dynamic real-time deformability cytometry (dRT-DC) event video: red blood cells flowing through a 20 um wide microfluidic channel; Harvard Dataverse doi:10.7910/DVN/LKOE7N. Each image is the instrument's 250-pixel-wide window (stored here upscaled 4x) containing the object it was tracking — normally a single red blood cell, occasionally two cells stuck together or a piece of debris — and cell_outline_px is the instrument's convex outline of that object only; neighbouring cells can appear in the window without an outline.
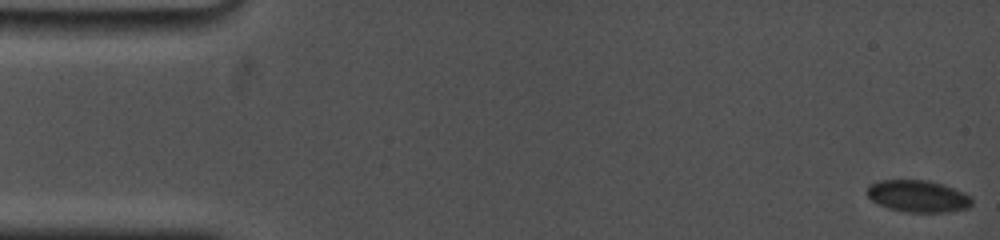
{"species": "common noctule bat (a hibernating species)", "species_latin": "Nyctalus noctula", "temperature_condition": "cold", "stored_images_in_passage": 24, "camera_frame_rate_fps": 5000, "um_per_image_px": 0.085, "animal": {"sex": "female", "body_mass_g": 19.0, "forearm_length_mm": 53.3}, "frame": {"image": 1, "passage_image": 1, "time_ms": 0.0, "image_size_px": [1000, 240], "cell_outline_px": [[972, 204], [968, 208], [948, 212], [904, 212], [888, 208], [872, 200], [868, 196], [868, 184], [880, 180], [928, 180], [944, 184], [964, 192], [972, 196]], "centroid_in_image_um": [78.06, 16.67], "position_along_channel_um": 6.9, "area_um2": 19.65}}
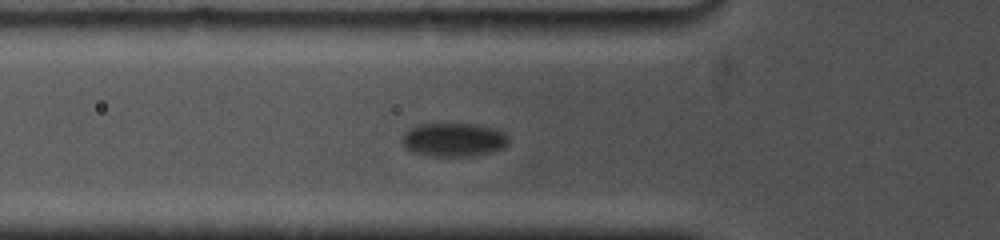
{"frame": {"image": 2, "passage_image": 14, "time_ms": 6.2, "image_size_px": [1000, 240], "cell_outline_px": [[508, 144], [504, 148], [492, 152], [472, 156], [428, 156], [412, 152], [404, 144], [404, 132], [416, 124], [476, 124], [492, 128], [504, 132], [508, 136]], "centroid_in_image_um": [38.59, 11.88], "position_along_channel_um": 87.2, "area_um2": 20.87}}
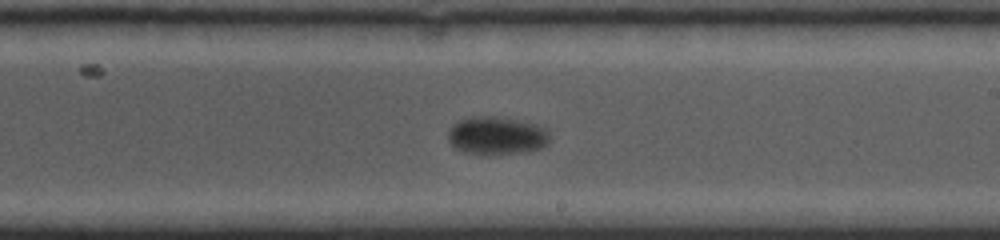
{"frame": {"image": 3, "passage_image": 24, "time_ms": 10.8, "image_size_px": [1000, 240], "cell_outline_px": [[548, 144], [540, 148], [528, 152], [484, 156], [480, 156], [460, 152], [452, 148], [448, 140], [448, 128], [452, 124], [468, 116], [492, 116], [516, 120], [536, 124], [544, 128], [548, 132]], "centroid_in_image_um": [42.13, 11.57], "position_along_channel_um": 246.9, "area_um2": 23.24}}